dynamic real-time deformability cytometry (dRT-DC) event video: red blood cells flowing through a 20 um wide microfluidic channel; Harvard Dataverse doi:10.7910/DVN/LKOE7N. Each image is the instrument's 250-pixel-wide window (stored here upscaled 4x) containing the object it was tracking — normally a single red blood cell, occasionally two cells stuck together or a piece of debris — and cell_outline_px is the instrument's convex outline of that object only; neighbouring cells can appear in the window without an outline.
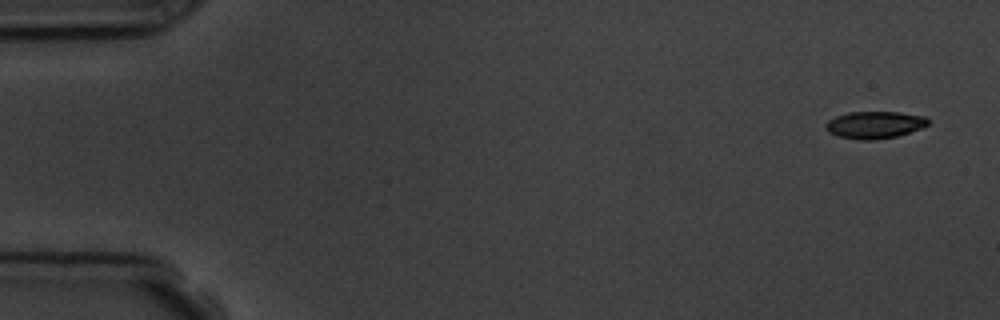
{"species": "common noctule bat (a hibernating species)", "species_latin": "Nyctalus noctula", "temperature_condition": "room temperature", "stored_images_in_passage": 5, "camera_frame_rate_fps": 3000, "um_per_image_px": 0.085, "animal": {"sex": "male", "body_mass_g": 19.5, "forearm_length_mm": 54.6}, "frame": {"image": 1, "passage_image": 1, "time_ms": 0.0, "image_size_px": [1000, 320], "cell_outline_px": [[928, 124], [920, 128], [896, 136], [872, 140], [860, 140], [840, 136], [828, 132], [824, 124], [828, 120], [836, 116], [848, 112], [900, 112], [924, 116], [928, 120]], "centroid_in_image_um": [74.31, 10.6], "position_along_channel_um": 10.7, "area_um2": 16.01}}
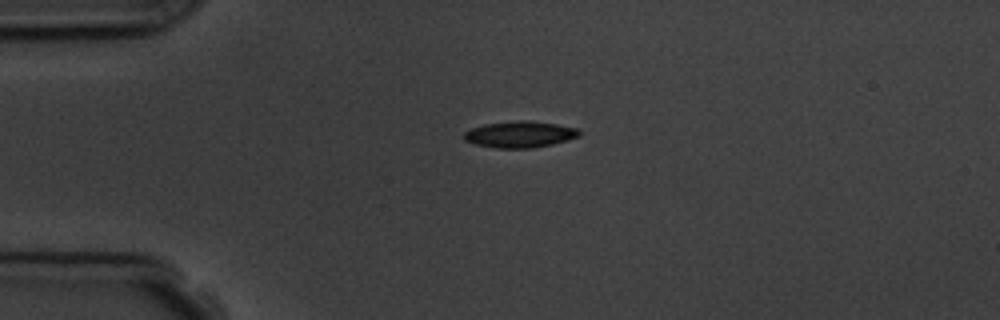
{"frame": {"image": 2, "passage_image": 4, "time_ms": 3.667, "image_size_px": [1000, 320], "cell_outline_px": [[580, 136], [568, 140], [552, 144], [532, 148], [496, 148], [476, 144], [464, 140], [464, 132], [472, 128], [484, 124], [516, 120], [528, 120], [556, 124], [580, 128]], "centroid_in_image_um": [44.22, 11.41], "position_along_channel_um": 40.8, "area_um2": 17.8}}